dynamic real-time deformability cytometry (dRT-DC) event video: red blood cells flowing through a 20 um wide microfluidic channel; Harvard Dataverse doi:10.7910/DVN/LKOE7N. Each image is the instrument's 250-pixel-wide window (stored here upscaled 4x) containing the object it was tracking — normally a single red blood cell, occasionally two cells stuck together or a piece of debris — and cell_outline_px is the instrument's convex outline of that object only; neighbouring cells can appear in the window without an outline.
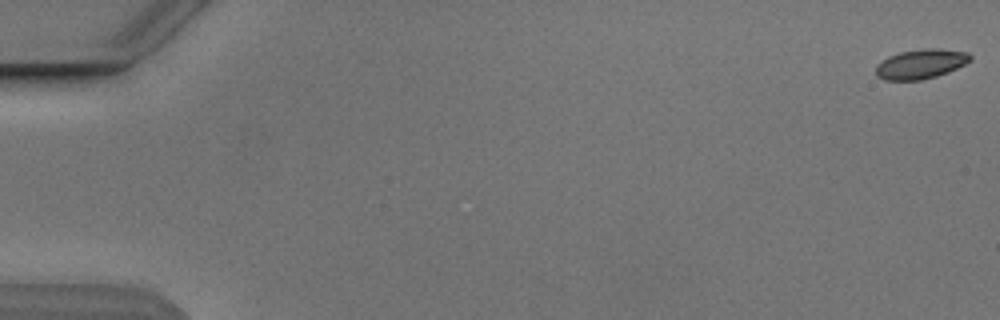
{"species": "Egyptian fruit bat (a non-hibernating species)", "species_latin": "Rousettus aegyptiacus", "temperature_condition": "cold", "stored_images_in_passage": 55, "camera_frame_rate_fps": 3000, "um_per_image_px": 0.085, "animal": {"sex": "male"}, "frame": {"image": 1, "passage_image": 1, "time_ms": 0.0, "image_size_px": [1000, 320], "cell_outline_px": [[972, 60], [948, 72], [936, 76], [920, 80], [884, 80], [876, 76], [876, 64], [888, 56], [900, 52], [928, 48], [936, 48], [968, 52], [972, 56]], "centroid_in_image_um": [78.25, 5.44], "position_along_channel_um": 6.7, "area_um2": 16.3}}
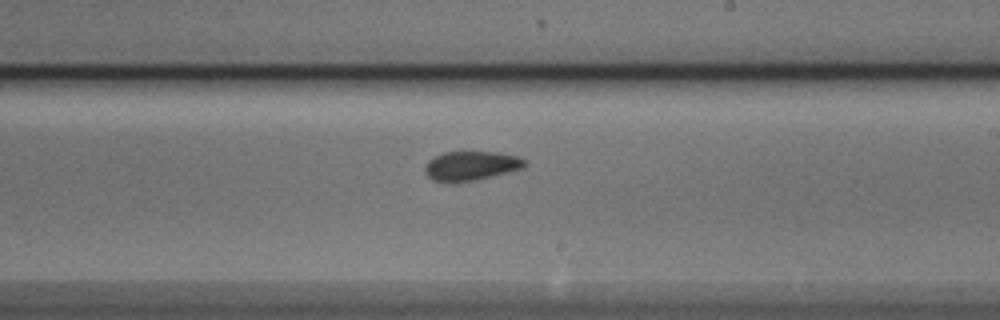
{"frame": {"image": 2, "passage_image": 33, "time_ms": 10.667, "image_size_px": [1000, 320], "cell_outline_px": [[528, 164], [524, 168], [476, 180], [432, 180], [428, 176], [424, 168], [428, 160], [444, 152], [500, 152], [520, 156], [528, 160]], "centroid_in_image_um": [40.14, 14.05], "position_along_channel_um": 248.9, "area_um2": 16.82}}
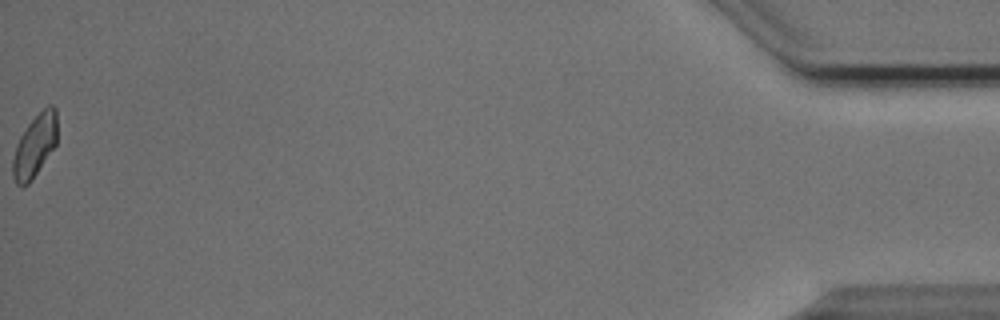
{"frame": {"image": 3, "passage_image": 55, "time_ms": 18.0, "image_size_px": [1000, 320], "cell_outline_px": [[56, 144], [32, 180], [28, 184], [16, 184], [12, 176], [12, 160], [16, 144], [20, 136], [28, 124], [48, 104], [52, 104], [56, 108]], "centroid_in_image_um": [2.94, 12.39], "position_along_channel_um": 432.3, "area_um2": 16.01}, "authors_computed_cell_mechanics": {"area_um2": 16.473, "velocity_mm_per_s": 3.8373, "shape_relaxation_time_tau1_ms": null, "shape_relaxation_time_tau2_ms": 2.2142, "deformation_change_tau1": null, "deformation_change_tau2": 0.0462}}